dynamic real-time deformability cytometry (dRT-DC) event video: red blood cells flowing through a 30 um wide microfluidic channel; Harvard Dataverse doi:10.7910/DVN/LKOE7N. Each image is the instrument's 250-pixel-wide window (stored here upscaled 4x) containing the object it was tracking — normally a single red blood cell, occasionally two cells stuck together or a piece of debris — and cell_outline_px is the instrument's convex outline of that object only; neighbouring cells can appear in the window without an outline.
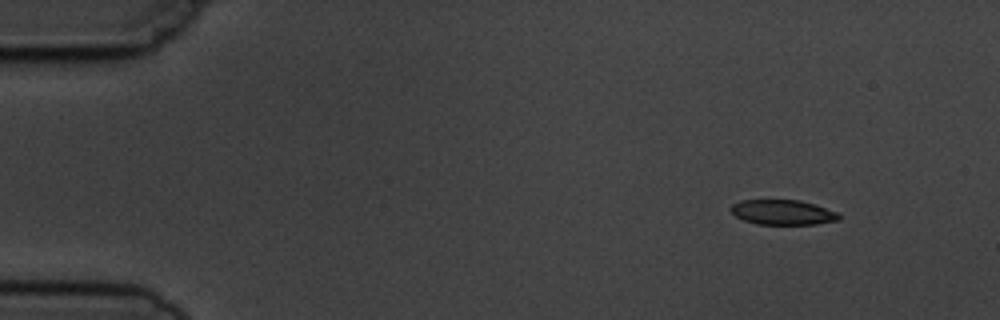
{"species": "common noctule bat (a hibernating species)", "species_latin": "Nyctalus noctula", "temperature_condition": "cold", "stored_images_in_passage": 5, "camera_frame_rate_fps": 3000, "um_per_image_px": 0.085, "animal": {"sex": "male", "body_mass_g": 19.5, "forearm_length_mm": 54.6}, "frame": {"image": 1, "passage_image": 1, "time_ms": 0.0, "image_size_px": [1000, 320], "cell_outline_px": [[840, 220], [816, 224], [756, 224], [744, 220], [736, 216], [732, 212], [732, 204], [740, 200], [800, 200], [836, 212], [840, 216]], "centroid_in_image_um": [66.52, 18.05], "position_along_channel_um": 18.5, "area_um2": 15.49}}
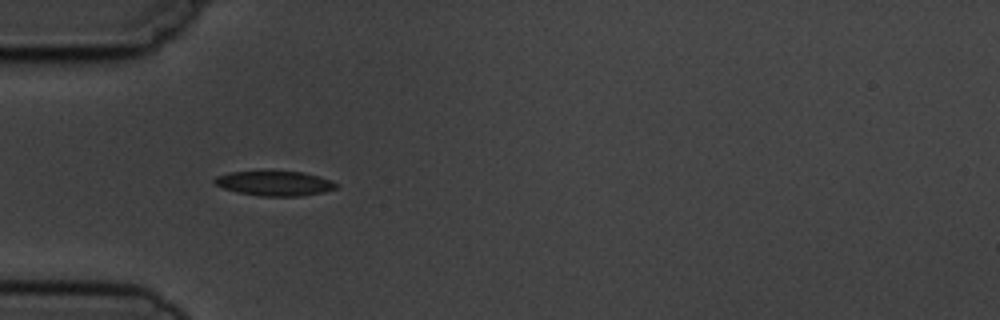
{"frame": {"image": 2, "passage_image": 4, "time_ms": 3.667, "image_size_px": [1000, 320], "cell_outline_px": [[336, 188], [324, 192], [300, 196], [260, 196], [236, 192], [224, 188], [216, 184], [212, 180], [216, 176], [228, 172], [268, 168], [304, 172], [328, 180], [336, 184]], "centroid_in_image_um": [23.25, 15.53], "position_along_channel_um": 61.7, "area_um2": 18.26}}
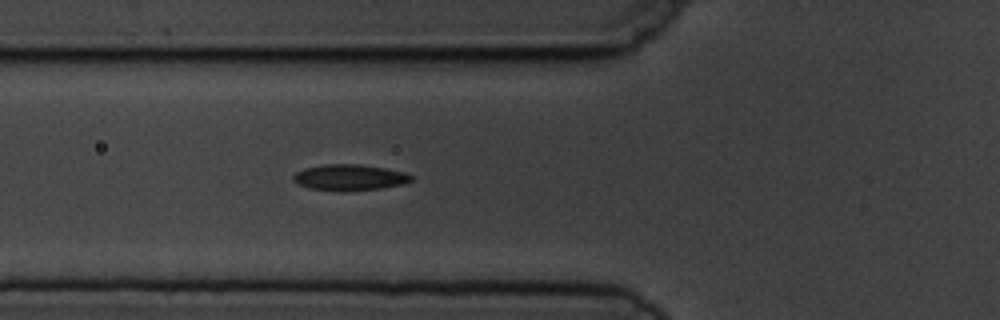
{"frame": {"image": 3, "passage_image": 5, "time_ms": 4.667, "image_size_px": [1000, 320], "cell_outline_px": [[412, 180], [404, 184], [384, 188], [344, 192], [340, 192], [308, 188], [292, 180], [292, 176], [296, 172], [304, 168], [324, 164], [360, 164], [384, 168], [404, 172], [412, 176]], "centroid_in_image_um": [29.7, 15.09], "position_along_channel_um": 96.1, "area_um2": 18.15}}